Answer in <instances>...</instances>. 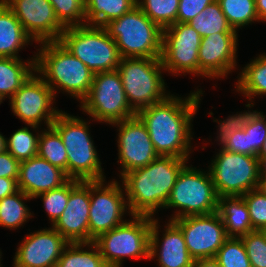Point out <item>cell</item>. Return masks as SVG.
Masks as SVG:
<instances>
[{"mask_svg": "<svg viewBox=\"0 0 266 267\" xmlns=\"http://www.w3.org/2000/svg\"><path fill=\"white\" fill-rule=\"evenodd\" d=\"M6 151V138L0 133V153Z\"/></svg>", "mask_w": 266, "mask_h": 267, "instance_id": "50", "label": "cell"}, {"mask_svg": "<svg viewBox=\"0 0 266 267\" xmlns=\"http://www.w3.org/2000/svg\"><path fill=\"white\" fill-rule=\"evenodd\" d=\"M55 267H109L94 242L69 243Z\"/></svg>", "mask_w": 266, "mask_h": 267, "instance_id": "29", "label": "cell"}, {"mask_svg": "<svg viewBox=\"0 0 266 267\" xmlns=\"http://www.w3.org/2000/svg\"><path fill=\"white\" fill-rule=\"evenodd\" d=\"M68 180L63 170L35 156L20 162L17 187L33 200L41 193L61 187Z\"/></svg>", "mask_w": 266, "mask_h": 267, "instance_id": "22", "label": "cell"}, {"mask_svg": "<svg viewBox=\"0 0 266 267\" xmlns=\"http://www.w3.org/2000/svg\"><path fill=\"white\" fill-rule=\"evenodd\" d=\"M158 221L153 217L149 259L156 258L158 267H193L194 259L188 252L181 229L172 220H168L160 241L161 228Z\"/></svg>", "mask_w": 266, "mask_h": 267, "instance_id": "21", "label": "cell"}, {"mask_svg": "<svg viewBox=\"0 0 266 267\" xmlns=\"http://www.w3.org/2000/svg\"><path fill=\"white\" fill-rule=\"evenodd\" d=\"M258 189L266 195V178H260Z\"/></svg>", "mask_w": 266, "mask_h": 267, "instance_id": "49", "label": "cell"}, {"mask_svg": "<svg viewBox=\"0 0 266 267\" xmlns=\"http://www.w3.org/2000/svg\"><path fill=\"white\" fill-rule=\"evenodd\" d=\"M260 178H266V157H258Z\"/></svg>", "mask_w": 266, "mask_h": 267, "instance_id": "48", "label": "cell"}, {"mask_svg": "<svg viewBox=\"0 0 266 267\" xmlns=\"http://www.w3.org/2000/svg\"><path fill=\"white\" fill-rule=\"evenodd\" d=\"M210 163L208 169L218 197L242 196L259 186L258 157L231 153L220 147Z\"/></svg>", "mask_w": 266, "mask_h": 267, "instance_id": "11", "label": "cell"}, {"mask_svg": "<svg viewBox=\"0 0 266 267\" xmlns=\"http://www.w3.org/2000/svg\"><path fill=\"white\" fill-rule=\"evenodd\" d=\"M259 22H266V0H255Z\"/></svg>", "mask_w": 266, "mask_h": 267, "instance_id": "47", "label": "cell"}, {"mask_svg": "<svg viewBox=\"0 0 266 267\" xmlns=\"http://www.w3.org/2000/svg\"><path fill=\"white\" fill-rule=\"evenodd\" d=\"M244 243L251 267H266V235L254 230L240 237Z\"/></svg>", "mask_w": 266, "mask_h": 267, "instance_id": "39", "label": "cell"}, {"mask_svg": "<svg viewBox=\"0 0 266 267\" xmlns=\"http://www.w3.org/2000/svg\"><path fill=\"white\" fill-rule=\"evenodd\" d=\"M137 6L161 29L177 23L179 0H137Z\"/></svg>", "mask_w": 266, "mask_h": 267, "instance_id": "34", "label": "cell"}, {"mask_svg": "<svg viewBox=\"0 0 266 267\" xmlns=\"http://www.w3.org/2000/svg\"><path fill=\"white\" fill-rule=\"evenodd\" d=\"M228 237L240 238L254 231L249 210L242 196H222L218 198V209Z\"/></svg>", "mask_w": 266, "mask_h": 267, "instance_id": "24", "label": "cell"}, {"mask_svg": "<svg viewBox=\"0 0 266 267\" xmlns=\"http://www.w3.org/2000/svg\"><path fill=\"white\" fill-rule=\"evenodd\" d=\"M254 103L245 104V106L250 109L244 112H236V114L229 115L226 119L219 120L214 117V122H217L219 131L217 134L216 141L219 142V145L229 137V135L233 134L237 130L243 129L247 123L251 115L256 111L251 108L254 106ZM219 120V121H218Z\"/></svg>", "mask_w": 266, "mask_h": 267, "instance_id": "41", "label": "cell"}, {"mask_svg": "<svg viewBox=\"0 0 266 267\" xmlns=\"http://www.w3.org/2000/svg\"><path fill=\"white\" fill-rule=\"evenodd\" d=\"M249 210L253 230L266 229V195L258 188L242 195Z\"/></svg>", "mask_w": 266, "mask_h": 267, "instance_id": "38", "label": "cell"}, {"mask_svg": "<svg viewBox=\"0 0 266 267\" xmlns=\"http://www.w3.org/2000/svg\"><path fill=\"white\" fill-rule=\"evenodd\" d=\"M215 0H179L177 23H189Z\"/></svg>", "mask_w": 266, "mask_h": 267, "instance_id": "42", "label": "cell"}, {"mask_svg": "<svg viewBox=\"0 0 266 267\" xmlns=\"http://www.w3.org/2000/svg\"><path fill=\"white\" fill-rule=\"evenodd\" d=\"M38 156L63 170L67 176V151L62 137L52 125L40 132Z\"/></svg>", "mask_w": 266, "mask_h": 267, "instance_id": "31", "label": "cell"}, {"mask_svg": "<svg viewBox=\"0 0 266 267\" xmlns=\"http://www.w3.org/2000/svg\"><path fill=\"white\" fill-rule=\"evenodd\" d=\"M202 37L188 23H175L162 29L161 61L172 75L199 77L198 51Z\"/></svg>", "mask_w": 266, "mask_h": 267, "instance_id": "13", "label": "cell"}, {"mask_svg": "<svg viewBox=\"0 0 266 267\" xmlns=\"http://www.w3.org/2000/svg\"><path fill=\"white\" fill-rule=\"evenodd\" d=\"M105 181H90L89 242L124 223L127 212L131 215L122 184Z\"/></svg>", "mask_w": 266, "mask_h": 267, "instance_id": "12", "label": "cell"}, {"mask_svg": "<svg viewBox=\"0 0 266 267\" xmlns=\"http://www.w3.org/2000/svg\"><path fill=\"white\" fill-rule=\"evenodd\" d=\"M214 258L220 267H251L241 238L229 237Z\"/></svg>", "mask_w": 266, "mask_h": 267, "instance_id": "35", "label": "cell"}, {"mask_svg": "<svg viewBox=\"0 0 266 267\" xmlns=\"http://www.w3.org/2000/svg\"><path fill=\"white\" fill-rule=\"evenodd\" d=\"M182 231L186 247L194 259L215 257L229 238L218 212L172 220Z\"/></svg>", "mask_w": 266, "mask_h": 267, "instance_id": "15", "label": "cell"}, {"mask_svg": "<svg viewBox=\"0 0 266 267\" xmlns=\"http://www.w3.org/2000/svg\"><path fill=\"white\" fill-rule=\"evenodd\" d=\"M218 198L209 169L204 171L192 164L186 165L179 173L164 209L175 210L169 220L207 215L217 212Z\"/></svg>", "mask_w": 266, "mask_h": 267, "instance_id": "7", "label": "cell"}, {"mask_svg": "<svg viewBox=\"0 0 266 267\" xmlns=\"http://www.w3.org/2000/svg\"><path fill=\"white\" fill-rule=\"evenodd\" d=\"M33 42L12 10L0 0V56L20 58L19 51Z\"/></svg>", "mask_w": 266, "mask_h": 267, "instance_id": "23", "label": "cell"}, {"mask_svg": "<svg viewBox=\"0 0 266 267\" xmlns=\"http://www.w3.org/2000/svg\"><path fill=\"white\" fill-rule=\"evenodd\" d=\"M238 46V33H214L202 37L198 51L199 76L219 79L228 76L234 69Z\"/></svg>", "mask_w": 266, "mask_h": 267, "instance_id": "18", "label": "cell"}, {"mask_svg": "<svg viewBox=\"0 0 266 267\" xmlns=\"http://www.w3.org/2000/svg\"><path fill=\"white\" fill-rule=\"evenodd\" d=\"M79 105L91 121L109 125L136 116L117 70L94 74L91 89Z\"/></svg>", "mask_w": 266, "mask_h": 267, "instance_id": "10", "label": "cell"}, {"mask_svg": "<svg viewBox=\"0 0 266 267\" xmlns=\"http://www.w3.org/2000/svg\"><path fill=\"white\" fill-rule=\"evenodd\" d=\"M18 190L17 182L14 179L0 177V200Z\"/></svg>", "mask_w": 266, "mask_h": 267, "instance_id": "45", "label": "cell"}, {"mask_svg": "<svg viewBox=\"0 0 266 267\" xmlns=\"http://www.w3.org/2000/svg\"><path fill=\"white\" fill-rule=\"evenodd\" d=\"M220 145V147L225 151L249 155L248 132L244 129L237 130L233 134L229 135V137Z\"/></svg>", "mask_w": 266, "mask_h": 267, "instance_id": "43", "label": "cell"}, {"mask_svg": "<svg viewBox=\"0 0 266 267\" xmlns=\"http://www.w3.org/2000/svg\"><path fill=\"white\" fill-rule=\"evenodd\" d=\"M130 219L94 240L109 267H122L127 257L149 259L153 217L131 215Z\"/></svg>", "mask_w": 266, "mask_h": 267, "instance_id": "9", "label": "cell"}, {"mask_svg": "<svg viewBox=\"0 0 266 267\" xmlns=\"http://www.w3.org/2000/svg\"><path fill=\"white\" fill-rule=\"evenodd\" d=\"M137 6V0H85V24L104 27Z\"/></svg>", "mask_w": 266, "mask_h": 267, "instance_id": "27", "label": "cell"}, {"mask_svg": "<svg viewBox=\"0 0 266 267\" xmlns=\"http://www.w3.org/2000/svg\"><path fill=\"white\" fill-rule=\"evenodd\" d=\"M35 43L59 41L65 27L49 0H3Z\"/></svg>", "mask_w": 266, "mask_h": 267, "instance_id": "17", "label": "cell"}, {"mask_svg": "<svg viewBox=\"0 0 266 267\" xmlns=\"http://www.w3.org/2000/svg\"><path fill=\"white\" fill-rule=\"evenodd\" d=\"M189 158L158 156L147 166L121 177L129 213L154 217L164 209L172 188Z\"/></svg>", "mask_w": 266, "mask_h": 267, "instance_id": "2", "label": "cell"}, {"mask_svg": "<svg viewBox=\"0 0 266 267\" xmlns=\"http://www.w3.org/2000/svg\"><path fill=\"white\" fill-rule=\"evenodd\" d=\"M243 129L248 132L249 155L257 157L266 140V114L256 110Z\"/></svg>", "mask_w": 266, "mask_h": 267, "instance_id": "40", "label": "cell"}, {"mask_svg": "<svg viewBox=\"0 0 266 267\" xmlns=\"http://www.w3.org/2000/svg\"><path fill=\"white\" fill-rule=\"evenodd\" d=\"M235 85L236 92L243 94L248 103L254 97L266 95V54H260L242 67ZM253 99V100H252Z\"/></svg>", "mask_w": 266, "mask_h": 267, "instance_id": "26", "label": "cell"}, {"mask_svg": "<svg viewBox=\"0 0 266 267\" xmlns=\"http://www.w3.org/2000/svg\"><path fill=\"white\" fill-rule=\"evenodd\" d=\"M118 132V163L121 178L124 174L147 166L159 155L155 152L145 124L136 115L132 118L111 124Z\"/></svg>", "mask_w": 266, "mask_h": 267, "instance_id": "16", "label": "cell"}, {"mask_svg": "<svg viewBox=\"0 0 266 267\" xmlns=\"http://www.w3.org/2000/svg\"><path fill=\"white\" fill-rule=\"evenodd\" d=\"M70 195V179L61 187L37 195L34 199L41 198L51 226L64 212Z\"/></svg>", "mask_w": 266, "mask_h": 267, "instance_id": "37", "label": "cell"}, {"mask_svg": "<svg viewBox=\"0 0 266 267\" xmlns=\"http://www.w3.org/2000/svg\"><path fill=\"white\" fill-rule=\"evenodd\" d=\"M35 53V72L50 86L81 103L87 96L94 73L59 41L39 43Z\"/></svg>", "mask_w": 266, "mask_h": 267, "instance_id": "3", "label": "cell"}, {"mask_svg": "<svg viewBox=\"0 0 266 267\" xmlns=\"http://www.w3.org/2000/svg\"><path fill=\"white\" fill-rule=\"evenodd\" d=\"M188 24H190L201 37H207L214 33H238L229 24L217 0L209 4Z\"/></svg>", "mask_w": 266, "mask_h": 267, "instance_id": "30", "label": "cell"}, {"mask_svg": "<svg viewBox=\"0 0 266 267\" xmlns=\"http://www.w3.org/2000/svg\"><path fill=\"white\" fill-rule=\"evenodd\" d=\"M1 103H3V99L0 97V105H1Z\"/></svg>", "mask_w": 266, "mask_h": 267, "instance_id": "53", "label": "cell"}, {"mask_svg": "<svg viewBox=\"0 0 266 267\" xmlns=\"http://www.w3.org/2000/svg\"><path fill=\"white\" fill-rule=\"evenodd\" d=\"M104 28L114 39L121 58H161L162 29L138 6Z\"/></svg>", "mask_w": 266, "mask_h": 267, "instance_id": "5", "label": "cell"}, {"mask_svg": "<svg viewBox=\"0 0 266 267\" xmlns=\"http://www.w3.org/2000/svg\"><path fill=\"white\" fill-rule=\"evenodd\" d=\"M68 241L52 226L30 232L13 258V267H55Z\"/></svg>", "mask_w": 266, "mask_h": 267, "instance_id": "19", "label": "cell"}, {"mask_svg": "<svg viewBox=\"0 0 266 267\" xmlns=\"http://www.w3.org/2000/svg\"><path fill=\"white\" fill-rule=\"evenodd\" d=\"M55 95L50 86L34 71L9 99L14 116L25 125L49 127L62 111L54 106ZM54 106V107H53Z\"/></svg>", "mask_w": 266, "mask_h": 267, "instance_id": "14", "label": "cell"}, {"mask_svg": "<svg viewBox=\"0 0 266 267\" xmlns=\"http://www.w3.org/2000/svg\"><path fill=\"white\" fill-rule=\"evenodd\" d=\"M229 24L236 31L259 22L255 0H217ZM245 26V27H244Z\"/></svg>", "mask_w": 266, "mask_h": 267, "instance_id": "33", "label": "cell"}, {"mask_svg": "<svg viewBox=\"0 0 266 267\" xmlns=\"http://www.w3.org/2000/svg\"><path fill=\"white\" fill-rule=\"evenodd\" d=\"M193 267H220L217 260L212 258H201L194 260Z\"/></svg>", "mask_w": 266, "mask_h": 267, "instance_id": "46", "label": "cell"}, {"mask_svg": "<svg viewBox=\"0 0 266 267\" xmlns=\"http://www.w3.org/2000/svg\"><path fill=\"white\" fill-rule=\"evenodd\" d=\"M38 129L39 126L27 125L16 130L6 138V150L20 162L38 156V139L41 132ZM31 130L35 131L36 135Z\"/></svg>", "mask_w": 266, "mask_h": 267, "instance_id": "32", "label": "cell"}, {"mask_svg": "<svg viewBox=\"0 0 266 267\" xmlns=\"http://www.w3.org/2000/svg\"><path fill=\"white\" fill-rule=\"evenodd\" d=\"M90 181L70 179V195L60 218L52 225L68 243L89 242Z\"/></svg>", "mask_w": 266, "mask_h": 267, "instance_id": "20", "label": "cell"}, {"mask_svg": "<svg viewBox=\"0 0 266 267\" xmlns=\"http://www.w3.org/2000/svg\"><path fill=\"white\" fill-rule=\"evenodd\" d=\"M60 23L65 27L85 24V0H49Z\"/></svg>", "mask_w": 266, "mask_h": 267, "instance_id": "36", "label": "cell"}, {"mask_svg": "<svg viewBox=\"0 0 266 267\" xmlns=\"http://www.w3.org/2000/svg\"><path fill=\"white\" fill-rule=\"evenodd\" d=\"M32 198L18 189L15 193L6 196L0 200V226L7 229L20 228L24 226L29 219L34 217L31 209L24 201ZM32 212V213H31Z\"/></svg>", "mask_w": 266, "mask_h": 267, "instance_id": "28", "label": "cell"}, {"mask_svg": "<svg viewBox=\"0 0 266 267\" xmlns=\"http://www.w3.org/2000/svg\"><path fill=\"white\" fill-rule=\"evenodd\" d=\"M257 157H266V140L264 141V144L262 145Z\"/></svg>", "mask_w": 266, "mask_h": 267, "instance_id": "51", "label": "cell"}, {"mask_svg": "<svg viewBox=\"0 0 266 267\" xmlns=\"http://www.w3.org/2000/svg\"><path fill=\"white\" fill-rule=\"evenodd\" d=\"M200 89L182 98L170 94L166 99L140 109L136 115L145 124L155 152L159 156L190 158L192 121L204 95Z\"/></svg>", "mask_w": 266, "mask_h": 267, "instance_id": "1", "label": "cell"}, {"mask_svg": "<svg viewBox=\"0 0 266 267\" xmlns=\"http://www.w3.org/2000/svg\"><path fill=\"white\" fill-rule=\"evenodd\" d=\"M89 123L61 111L52 123L67 151V177L79 181L106 180ZM89 125V126H88Z\"/></svg>", "mask_w": 266, "mask_h": 267, "instance_id": "4", "label": "cell"}, {"mask_svg": "<svg viewBox=\"0 0 266 267\" xmlns=\"http://www.w3.org/2000/svg\"><path fill=\"white\" fill-rule=\"evenodd\" d=\"M34 71V55L26 61L0 56V97L10 99Z\"/></svg>", "mask_w": 266, "mask_h": 267, "instance_id": "25", "label": "cell"}, {"mask_svg": "<svg viewBox=\"0 0 266 267\" xmlns=\"http://www.w3.org/2000/svg\"><path fill=\"white\" fill-rule=\"evenodd\" d=\"M117 71L129 105L136 113L171 94L162 76L165 69L161 58H121Z\"/></svg>", "mask_w": 266, "mask_h": 267, "instance_id": "6", "label": "cell"}, {"mask_svg": "<svg viewBox=\"0 0 266 267\" xmlns=\"http://www.w3.org/2000/svg\"><path fill=\"white\" fill-rule=\"evenodd\" d=\"M59 42L94 74L117 70L121 61L114 39L101 26L68 27Z\"/></svg>", "mask_w": 266, "mask_h": 267, "instance_id": "8", "label": "cell"}, {"mask_svg": "<svg viewBox=\"0 0 266 267\" xmlns=\"http://www.w3.org/2000/svg\"><path fill=\"white\" fill-rule=\"evenodd\" d=\"M20 161L15 159L7 150L0 153V177L18 181Z\"/></svg>", "mask_w": 266, "mask_h": 267, "instance_id": "44", "label": "cell"}, {"mask_svg": "<svg viewBox=\"0 0 266 267\" xmlns=\"http://www.w3.org/2000/svg\"><path fill=\"white\" fill-rule=\"evenodd\" d=\"M2 254H3V253H2L1 250H0V267H2V264H1V261H2V259H1V258H2Z\"/></svg>", "mask_w": 266, "mask_h": 267, "instance_id": "52", "label": "cell"}]
</instances>
